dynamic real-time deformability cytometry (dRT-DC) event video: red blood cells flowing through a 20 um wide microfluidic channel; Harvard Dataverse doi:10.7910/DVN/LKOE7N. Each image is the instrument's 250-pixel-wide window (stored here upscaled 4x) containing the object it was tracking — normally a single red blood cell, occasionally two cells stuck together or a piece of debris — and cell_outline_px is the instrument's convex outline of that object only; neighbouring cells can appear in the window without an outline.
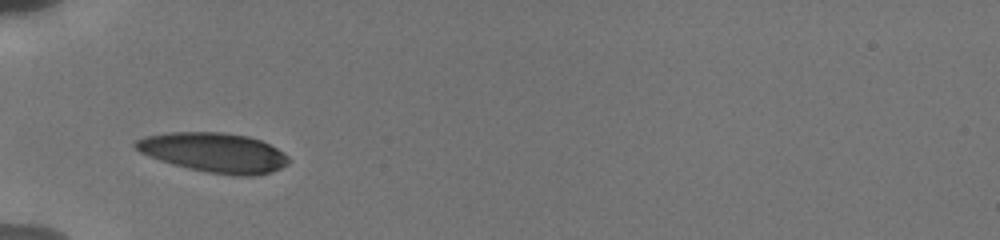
{"species": "human", "species_latin": "Homo sapiens", "temperature_condition": "cold", "stored_images_in_passage": 52, "camera_frame_rate_fps": 3000, "um_per_image_px": 0.085, "donor": {"sex": "male"}, "frame": {"image": 1, "passage_image": 1, "time_ms": 0.0, "image_size_px": [1000, 240], "cell_outline_px": [[292, 160], [288, 164], [272, 172], [256, 176], [236, 176], [208, 172], [188, 168], [172, 164], [160, 160], [140, 152], [132, 144], [136, 140], [144, 136], [168, 132], [220, 132], [248, 136], [260, 140], [284, 152]], "centroid_in_image_um": [18.21, 12.97], "position_along_channel_um": 66.8, "area_um2": 35.43}}
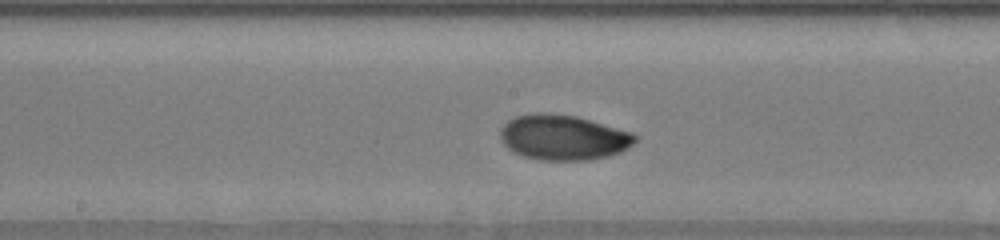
{"frame": {"image": 2, "passage_image": 26, "time_ms": 3.667, "image_size_px": [1000, 240], "cell_outline_px": [[640, 136], [628, 148], [620, 152], [608, 156], [592, 160], [540, 160], [524, 156], [508, 148], [500, 140], [500, 128], [508, 120], [516, 116], [532, 112], [548, 112], [576, 116], [632, 132]], "centroid_in_image_um": [47.88, 11.67], "position_along_channel_um": 200.3, "area_um2": 35.78}}
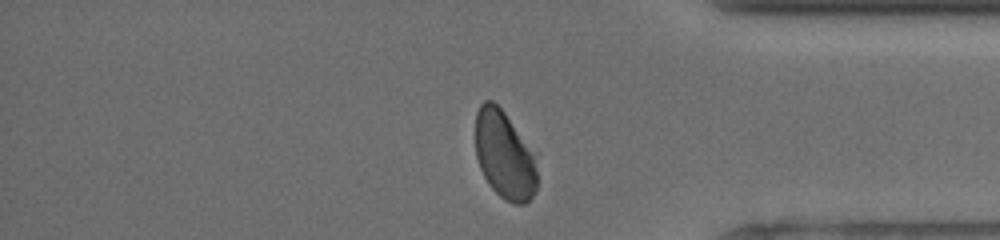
{"frame": {"image": 3, "passage_image": 47, "time_ms": 9.0, "image_size_px": [1000, 240], "cell_outline_px": [[536, 188], [532, 196], [524, 204], [512, 204], [504, 200], [492, 188], [484, 176], [480, 168], [476, 156], [476, 112], [480, 104], [484, 100], [492, 100], [504, 112], [532, 156], [536, 168]], "centroid_in_image_um": [42.82, 13.21], "position_along_channel_um": 392.4, "area_um2": 30.63}, "authors_computed_cell_mechanics": {"area_um2": 34.969, "velocity_mm_per_s": 3.797, "shape_relaxation_time_tau1_ms": 2.37, "shape_relaxation_time_tau2_ms": 0.8636, "deformation_change_tau1": 0.1289, "deformation_change_tau2": 0.0285}}